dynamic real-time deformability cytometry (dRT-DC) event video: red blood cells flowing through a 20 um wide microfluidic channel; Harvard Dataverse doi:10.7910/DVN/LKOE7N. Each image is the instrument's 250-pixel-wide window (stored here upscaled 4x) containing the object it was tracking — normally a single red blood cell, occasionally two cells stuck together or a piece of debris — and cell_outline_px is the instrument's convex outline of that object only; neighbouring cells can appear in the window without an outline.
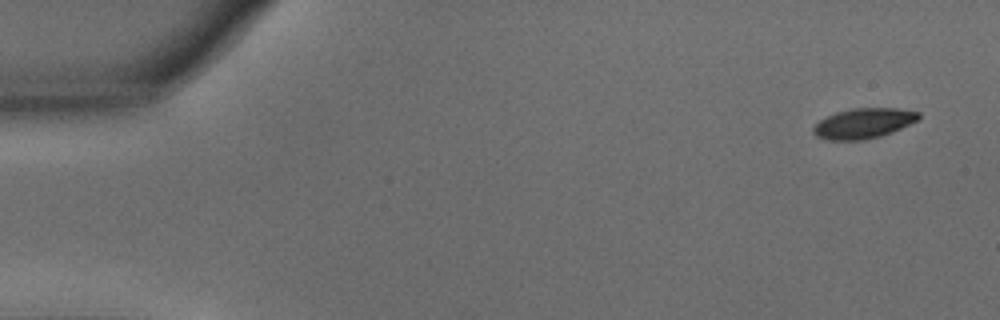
{"species": "common noctule bat (a hibernating species)", "species_latin": "Nyctalus noctula", "temperature_condition": "warm", "stored_images_in_passage": 51, "camera_frame_rate_fps": 3000, "um_per_image_px": 0.085, "animal": {"sex": "male", "body_mass_g": 15.6}, "frame": {"image": 1, "passage_image": 1, "time_ms": 0.0, "image_size_px": [1000, 320], "cell_outline_px": [[920, 116], [916, 120], [892, 132], [880, 136], [864, 140], [828, 140], [816, 136], [812, 132], [812, 128], [820, 120], [836, 112], [852, 108], [900, 108], [920, 112]], "centroid_in_image_um": [73.38, 10.48], "position_along_channel_um": 11.6, "area_um2": 18.44}}
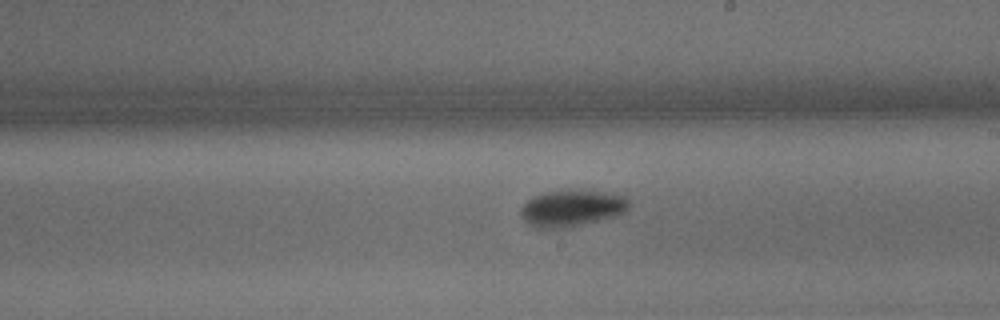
{"frame": {"image": 2, "passage_image": 29, "time_ms": 9.333, "image_size_px": [1000, 320], "cell_outline_px": [[628, 208], [624, 212], [616, 216], [568, 228], [532, 228], [520, 216], [520, 208], [528, 200], [544, 192], [616, 192], [624, 196], [628, 200]], "centroid_in_image_um": [48.59, 17.74], "position_along_channel_um": 240.4, "area_um2": 22.72}}
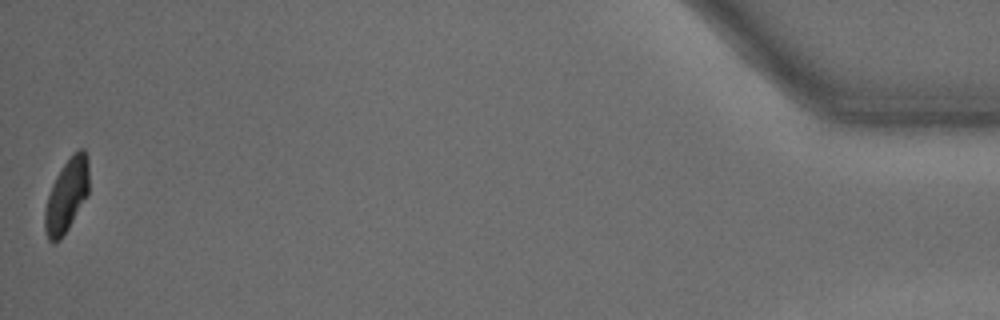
{"frame": {"image": 3, "passage_image": 51, "time_ms": 16.667, "image_size_px": [1000, 320], "cell_outline_px": [[88, 196], [68, 228], [60, 240], [56, 244], [52, 244], [48, 240], [44, 228], [44, 212], [48, 196], [52, 184], [56, 176], [72, 152], [80, 148], [84, 148], [88, 156]], "centroid_in_image_um": [5.66, 16.62], "position_along_channel_um": 429.5, "area_um2": 19.07}, "authors_computed_cell_mechanics": {"area_um2": 20.4612, "velocity_mm_per_s": 3.8347, "shape_relaxation_time_tau1_ms": 3.3983, "shape_relaxation_time_tau2_ms": null, "deformation_change_tau1": 0.1659, "deformation_change_tau2": null}}